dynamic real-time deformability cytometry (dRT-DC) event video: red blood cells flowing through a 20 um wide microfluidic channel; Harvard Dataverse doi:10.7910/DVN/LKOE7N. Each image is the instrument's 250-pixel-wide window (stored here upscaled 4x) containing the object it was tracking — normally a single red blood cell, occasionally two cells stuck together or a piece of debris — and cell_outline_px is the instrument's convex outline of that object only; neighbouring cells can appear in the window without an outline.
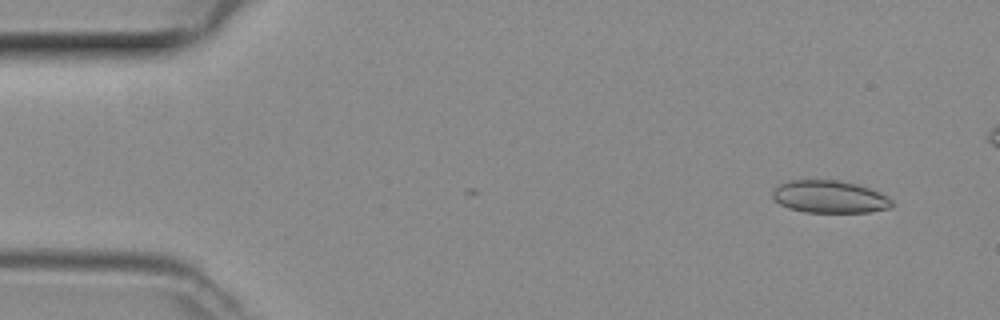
{"species": "common noctule bat (a hibernating species)", "species_latin": "Nyctalus noctula", "temperature_condition": "room temperature", "stored_images_in_passage": 14, "camera_frame_rate_fps": 3000, "um_per_image_px": 0.085, "animal": {"sex": "female", "body_mass_g": 29.2, "forearm_length_mm": 56.3}, "frame": {"image": 1, "passage_image": 3, "time_ms": 0.667, "image_size_px": [1000, 320], "cell_outline_px": [[892, 208], [868, 212], [804, 212], [788, 208], [780, 204], [772, 196], [772, 188], [788, 180], [836, 180], [856, 184], [880, 192], [888, 196], [892, 200]], "centroid_in_image_um": [70.5, 16.73], "position_along_channel_um": 14.5, "area_um2": 22.66}}